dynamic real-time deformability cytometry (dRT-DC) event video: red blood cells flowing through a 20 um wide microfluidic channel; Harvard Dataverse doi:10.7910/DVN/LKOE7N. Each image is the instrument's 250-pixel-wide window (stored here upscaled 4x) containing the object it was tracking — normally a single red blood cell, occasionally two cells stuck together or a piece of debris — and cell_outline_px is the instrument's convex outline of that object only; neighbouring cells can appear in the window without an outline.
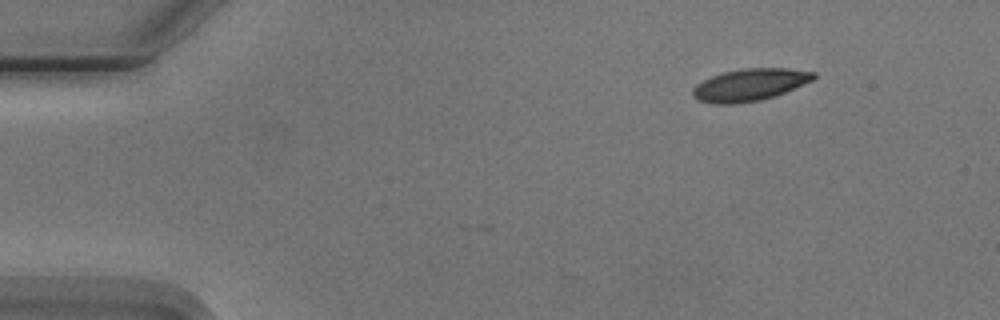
{"species": "Egyptian fruit bat (a non-hibernating species)", "species_latin": "Rousettus aegyptiacus", "temperature_condition": "cold", "stored_images_in_passage": 8, "camera_frame_rate_fps": 3000, "um_per_image_px": 0.085, "animal": {"sex": "male"}, "frame": {"image": 1, "passage_image": 1, "time_ms": 0.0, "image_size_px": [1000, 320], "cell_outline_px": [[816, 76], [812, 80], [776, 96], [760, 100], [736, 104], [716, 104], [696, 100], [692, 96], [692, 88], [696, 84], [712, 76], [724, 72], [744, 68], [788, 68], [816, 72]], "centroid_in_image_um": [63.71, 7.21], "position_along_channel_um": 21.3, "area_um2": 22.72}}